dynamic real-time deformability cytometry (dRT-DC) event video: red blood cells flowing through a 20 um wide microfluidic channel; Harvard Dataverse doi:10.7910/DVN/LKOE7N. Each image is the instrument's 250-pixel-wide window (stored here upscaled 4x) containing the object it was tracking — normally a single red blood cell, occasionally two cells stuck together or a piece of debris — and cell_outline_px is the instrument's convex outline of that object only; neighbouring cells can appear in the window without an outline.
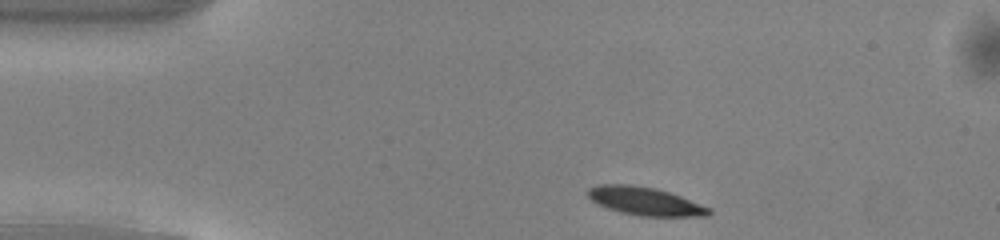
{"species": "common noctule bat (a hibernating species)", "species_latin": "Nyctalus noctula", "temperature_condition": "warm", "stored_images_in_passage": 42, "camera_frame_rate_fps": 3000, "um_per_image_px": 0.085, "animal": {"sex": "male", "body_mass_g": 13.0, "forearm_length_mm": 53.1}, "frame": {"image": 1, "passage_image": 1, "time_ms": 0.0, "image_size_px": [1000, 240], "cell_outline_px": [[712, 212], [708, 216], [640, 216], [620, 212], [608, 208], [592, 200], [588, 196], [588, 188], [600, 184], [628, 184], [656, 188], [680, 196], [712, 208]], "centroid_in_image_um": [54.86, 17.1], "position_along_channel_um": 30.1, "area_um2": 19.77}}
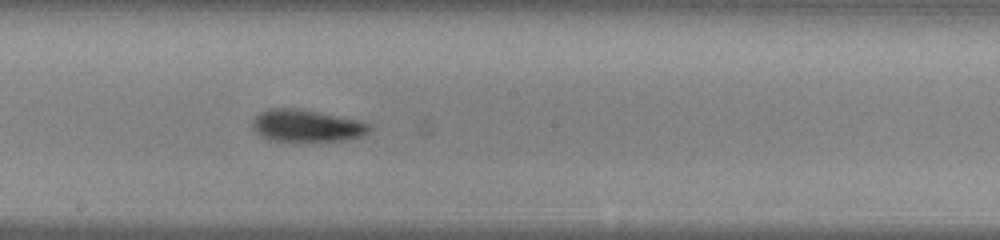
{"frame": {"image": 2, "passage_image": 19, "time_ms": 6.0, "image_size_px": [1000, 240], "cell_outline_px": [[372, 128], [364, 136], [348, 140], [268, 140], [260, 136], [252, 128], [252, 120], [260, 112], [268, 108], [296, 108], [360, 120], [368, 124]], "centroid_in_image_um": [26.05, 10.68], "position_along_channel_um": 222.1, "area_um2": 21.79}}
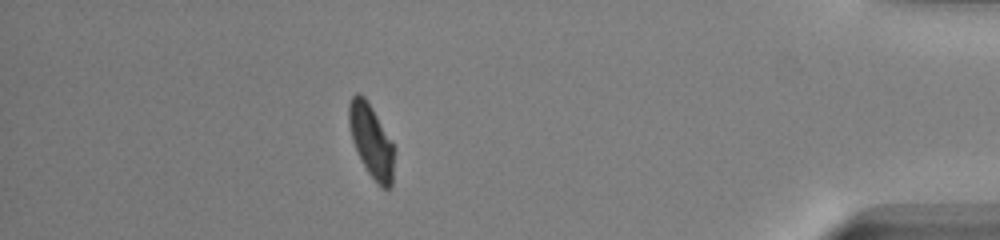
{"frame": {"image": 3, "passage_image": 36, "time_ms": 11.667, "image_size_px": [1000, 240], "cell_outline_px": [[396, 148], [392, 184], [388, 188], [384, 188], [368, 172], [352, 140], [348, 124], [348, 104], [352, 96], [356, 92], [364, 96], [372, 108]], "centroid_in_image_um": [31.57, 11.94], "position_along_channel_um": 403.6, "area_um2": 19.13}, "authors_computed_cell_mechanics": {"area_um2": 20.3456, "velocity_mm_per_s": 4.0804, "shape_relaxation_time_tau1_ms": 2.5728, "shape_relaxation_time_tau2_ms": 4.0758, "deformation_change_tau1": 0.1142, "deformation_change_tau2": 0.104}}